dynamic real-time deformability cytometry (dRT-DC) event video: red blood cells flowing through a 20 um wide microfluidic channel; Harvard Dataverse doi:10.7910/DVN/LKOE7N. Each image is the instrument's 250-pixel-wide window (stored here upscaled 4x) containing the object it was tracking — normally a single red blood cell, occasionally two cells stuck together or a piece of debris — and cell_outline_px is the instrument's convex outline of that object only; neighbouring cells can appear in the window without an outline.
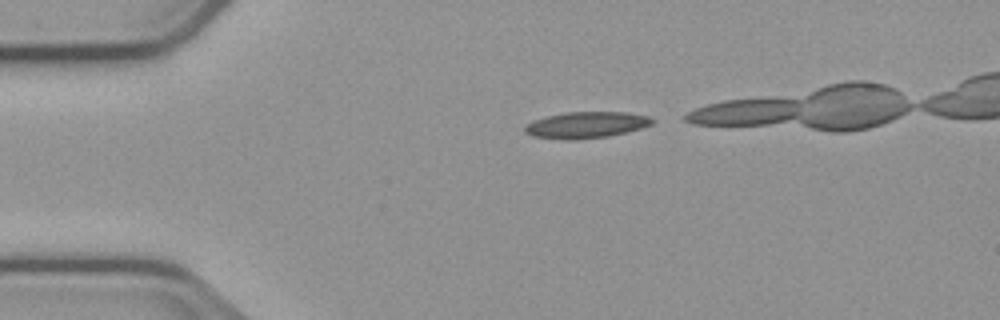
{"species": "common noctule bat (a hibernating species)", "species_latin": "Nyctalus noctula", "temperature_condition": "cold", "stored_images_in_passage": 27, "camera_frame_rate_fps": 3000, "um_per_image_px": 0.085, "animal": {"sex": "male", "body_mass_g": 23.1, "forearm_length_mm": 52.7}, "frame": {"image": 1, "passage_image": 2, "time_ms": 0.333, "image_size_px": [1000, 320], "cell_outline_px": [[656, 120], [652, 124], [640, 128], [608, 136], [572, 140], [564, 140], [532, 136], [524, 132], [524, 128], [528, 124], [536, 120], [548, 116], [568, 112], [624, 112], [648, 116]], "centroid_in_image_um": [49.83, 10.62], "position_along_channel_um": 35.2, "area_um2": 19.31}}
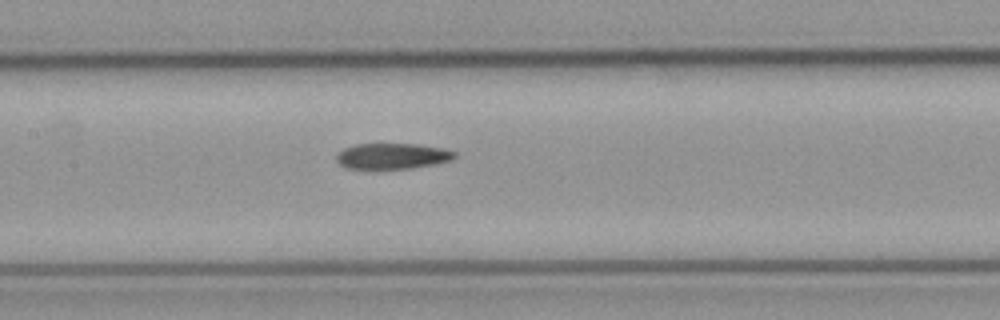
{"frame": {"image": 2, "passage_image": 16, "time_ms": 5.0, "image_size_px": [1000, 320], "cell_outline_px": [[456, 156], [452, 160], [436, 164], [412, 168], [344, 168], [336, 160], [336, 156], [344, 148], [356, 144], [416, 144], [444, 148], [456, 152]], "centroid_in_image_um": [33.38, 13.26], "position_along_channel_um": 174.0, "area_um2": 17.69}}
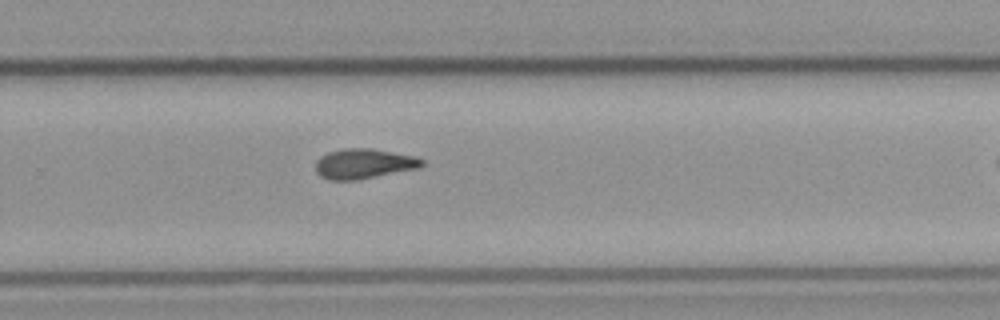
{"frame": {"image": 3, "passage_image": 26, "time_ms": 8.333, "image_size_px": [1000, 320], "cell_outline_px": [[424, 164], [420, 168], [356, 180], [328, 180], [320, 176], [316, 172], [316, 160], [320, 156], [328, 152], [344, 148], [372, 148], [416, 156], [424, 160]], "centroid_in_image_um": [30.93, 13.91], "position_along_channel_um": 298.9, "area_um2": 18.79}}